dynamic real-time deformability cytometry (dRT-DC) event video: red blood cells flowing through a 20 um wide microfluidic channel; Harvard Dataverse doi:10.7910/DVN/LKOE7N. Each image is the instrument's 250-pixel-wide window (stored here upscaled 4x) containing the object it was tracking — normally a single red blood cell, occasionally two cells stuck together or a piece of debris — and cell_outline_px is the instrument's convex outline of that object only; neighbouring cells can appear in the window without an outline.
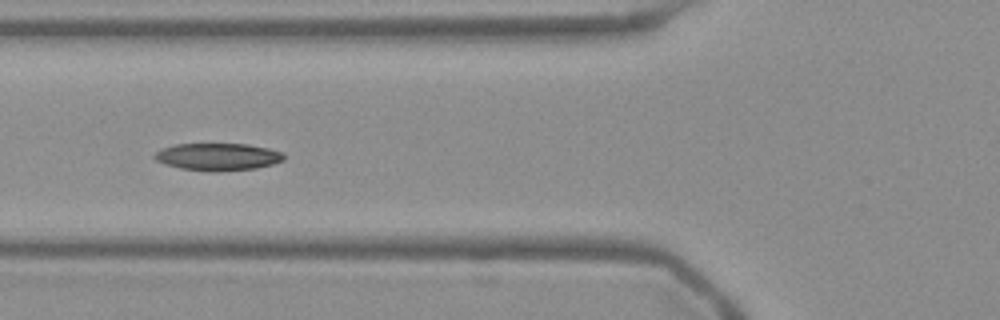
{"species": "Egyptian fruit bat (a non-hibernating species)", "species_latin": "Rousettus aegyptiacus", "temperature_condition": "warm", "stored_images_in_passage": 19, "camera_frame_rate_fps": 3000, "um_per_image_px": 0.085, "frame": {"image": 1, "passage_image": 6, "time_ms": 1.667, "image_size_px": [1000, 320], "cell_outline_px": [[284, 160], [272, 164], [256, 168], [220, 172], [208, 172], [180, 168], [164, 164], [156, 160], [152, 156], [160, 148], [176, 144], [248, 144], [268, 148], [284, 152]], "centroid_in_image_um": [18.5, 13.33], "position_along_channel_um": 107.3, "area_um2": 20.87}}